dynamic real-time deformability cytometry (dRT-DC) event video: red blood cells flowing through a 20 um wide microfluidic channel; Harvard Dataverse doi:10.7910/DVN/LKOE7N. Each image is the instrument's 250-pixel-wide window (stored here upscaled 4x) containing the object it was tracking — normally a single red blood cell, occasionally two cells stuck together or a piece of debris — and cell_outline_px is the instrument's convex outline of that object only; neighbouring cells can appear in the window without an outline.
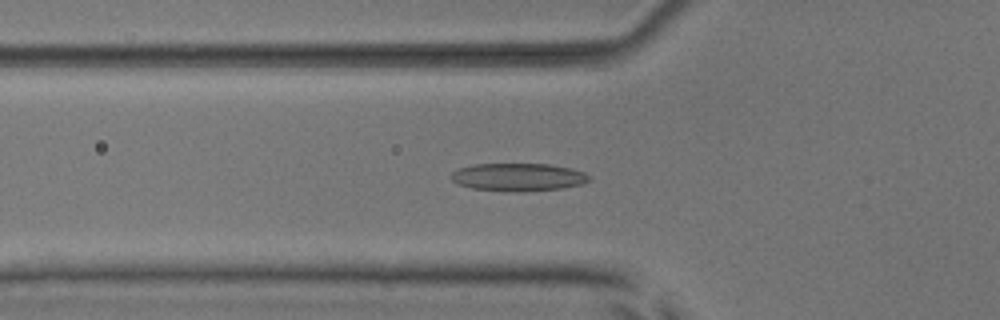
{"species": "common noctule bat (a hibernating species)", "species_latin": "Nyctalus noctula", "temperature_condition": "room temperature", "stored_images_in_passage": 51, "camera_frame_rate_fps": 3000, "um_per_image_px": 0.085, "animal": {"sex": "male", "body_mass_g": 17.9, "forearm_length_mm": 54.2}, "frame": {"image": 1, "passage_image": 17, "time_ms": 5.333, "image_size_px": [1000, 320], "cell_outline_px": [[592, 180], [584, 184], [560, 188], [512, 192], [472, 188], [456, 184], [452, 180], [452, 172], [460, 168], [476, 164], [548, 164], [572, 168], [584, 172], [592, 176]], "centroid_in_image_um": [44.1, 15.05], "position_along_channel_um": 81.7, "area_um2": 22.43}}
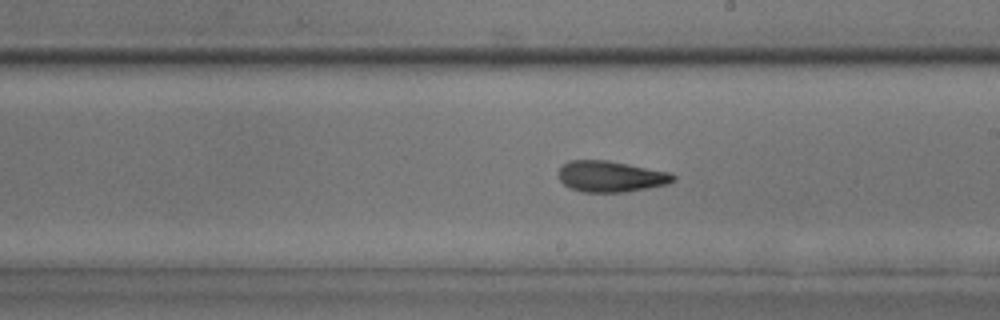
{"frame": {"image": 2, "passage_image": 29, "time_ms": 9.333, "image_size_px": [1000, 320], "cell_outline_px": [[676, 180], [668, 184], [648, 188], [624, 192], [584, 192], [572, 188], [564, 184], [560, 180], [560, 168], [568, 160], [608, 160], [672, 172], [676, 176]], "centroid_in_image_um": [51.98, 14.99], "position_along_channel_um": 237.0, "area_um2": 20.81}}
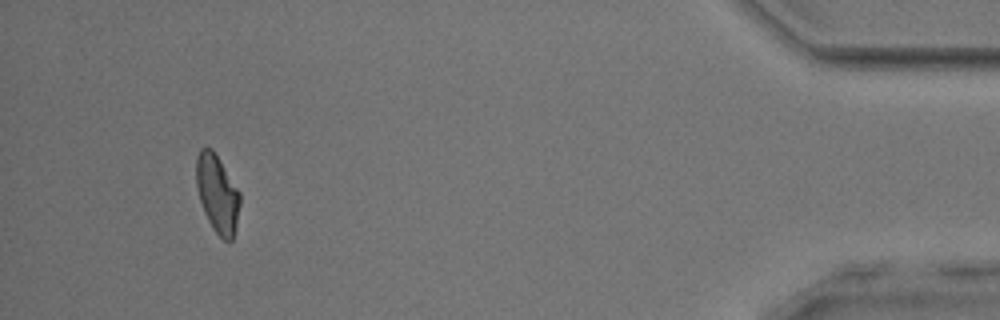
{"frame": {"image": 3, "passage_image": 48, "time_ms": 15.667, "image_size_px": [1000, 320], "cell_outline_px": [[240, 204], [236, 224], [232, 240], [224, 240], [212, 228], [204, 212], [200, 200], [196, 184], [196, 160], [200, 148], [212, 148], [240, 192]], "centroid_in_image_um": [18.47, 16.45], "position_along_channel_um": 416.7, "area_um2": 19.59}, "authors_computed_cell_mechanics": {"area_um2": 20.9236, "velocity_mm_per_s": 3.8878, "shape_relaxation_time_tau1_ms": 3.3587, "shape_relaxation_time_tau2_ms": 2.6121, "deformation_change_tau1": 0.134, "deformation_change_tau2": 0.104}}